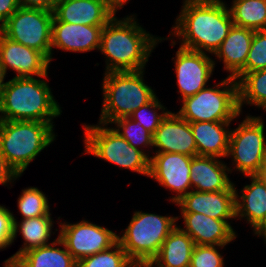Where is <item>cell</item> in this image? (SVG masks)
<instances>
[{
  "label": "cell",
  "mask_w": 266,
  "mask_h": 267,
  "mask_svg": "<svg viewBox=\"0 0 266 267\" xmlns=\"http://www.w3.org/2000/svg\"><path fill=\"white\" fill-rule=\"evenodd\" d=\"M226 6L222 0H184L171 35L182 38L181 47L215 53L234 25Z\"/></svg>",
  "instance_id": "6da1fadb"
},
{
  "label": "cell",
  "mask_w": 266,
  "mask_h": 267,
  "mask_svg": "<svg viewBox=\"0 0 266 267\" xmlns=\"http://www.w3.org/2000/svg\"><path fill=\"white\" fill-rule=\"evenodd\" d=\"M127 16L118 20L114 16L101 32L100 51L106 56V71H140L161 37L147 33L136 18Z\"/></svg>",
  "instance_id": "7a4b0ae2"
},
{
  "label": "cell",
  "mask_w": 266,
  "mask_h": 267,
  "mask_svg": "<svg viewBox=\"0 0 266 267\" xmlns=\"http://www.w3.org/2000/svg\"><path fill=\"white\" fill-rule=\"evenodd\" d=\"M13 77L5 84L0 99V120L40 121L53 125V118L61 115V108L43 78ZM42 80H41V79Z\"/></svg>",
  "instance_id": "3957f363"
},
{
  "label": "cell",
  "mask_w": 266,
  "mask_h": 267,
  "mask_svg": "<svg viewBox=\"0 0 266 267\" xmlns=\"http://www.w3.org/2000/svg\"><path fill=\"white\" fill-rule=\"evenodd\" d=\"M51 123L0 120V151L19 176L56 138Z\"/></svg>",
  "instance_id": "277c9868"
},
{
  "label": "cell",
  "mask_w": 266,
  "mask_h": 267,
  "mask_svg": "<svg viewBox=\"0 0 266 267\" xmlns=\"http://www.w3.org/2000/svg\"><path fill=\"white\" fill-rule=\"evenodd\" d=\"M143 72L144 70L105 73L100 123L108 125L119 118L129 117L156 96L155 91L145 84Z\"/></svg>",
  "instance_id": "5b68a950"
},
{
  "label": "cell",
  "mask_w": 266,
  "mask_h": 267,
  "mask_svg": "<svg viewBox=\"0 0 266 267\" xmlns=\"http://www.w3.org/2000/svg\"><path fill=\"white\" fill-rule=\"evenodd\" d=\"M176 221L178 217L135 211L123 235L118 236V243L138 267H147L175 229Z\"/></svg>",
  "instance_id": "8992f818"
},
{
  "label": "cell",
  "mask_w": 266,
  "mask_h": 267,
  "mask_svg": "<svg viewBox=\"0 0 266 267\" xmlns=\"http://www.w3.org/2000/svg\"><path fill=\"white\" fill-rule=\"evenodd\" d=\"M84 135L85 153L149 176V154L130 145L114 128L100 122L98 125L85 124Z\"/></svg>",
  "instance_id": "52a82bcc"
},
{
  "label": "cell",
  "mask_w": 266,
  "mask_h": 267,
  "mask_svg": "<svg viewBox=\"0 0 266 267\" xmlns=\"http://www.w3.org/2000/svg\"><path fill=\"white\" fill-rule=\"evenodd\" d=\"M214 87L183 99L177 114L188 122L232 121L240 116L237 81L227 76Z\"/></svg>",
  "instance_id": "ba28073f"
},
{
  "label": "cell",
  "mask_w": 266,
  "mask_h": 267,
  "mask_svg": "<svg viewBox=\"0 0 266 267\" xmlns=\"http://www.w3.org/2000/svg\"><path fill=\"white\" fill-rule=\"evenodd\" d=\"M53 12L19 7L0 27L9 39L43 53L51 62Z\"/></svg>",
  "instance_id": "9c48e42d"
},
{
  "label": "cell",
  "mask_w": 266,
  "mask_h": 267,
  "mask_svg": "<svg viewBox=\"0 0 266 267\" xmlns=\"http://www.w3.org/2000/svg\"><path fill=\"white\" fill-rule=\"evenodd\" d=\"M228 157L237 171L255 175L266 160L264 122L260 117L246 116L234 130H230Z\"/></svg>",
  "instance_id": "30bf717a"
},
{
  "label": "cell",
  "mask_w": 266,
  "mask_h": 267,
  "mask_svg": "<svg viewBox=\"0 0 266 267\" xmlns=\"http://www.w3.org/2000/svg\"><path fill=\"white\" fill-rule=\"evenodd\" d=\"M60 229L58 238L77 262L105 251L118 242L115 232L86 220L75 224L60 223Z\"/></svg>",
  "instance_id": "8fae6325"
},
{
  "label": "cell",
  "mask_w": 266,
  "mask_h": 267,
  "mask_svg": "<svg viewBox=\"0 0 266 267\" xmlns=\"http://www.w3.org/2000/svg\"><path fill=\"white\" fill-rule=\"evenodd\" d=\"M193 156L180 153L155 152L150 157L149 176L176 193L171 202H179L190 190V162Z\"/></svg>",
  "instance_id": "7c38bea8"
},
{
  "label": "cell",
  "mask_w": 266,
  "mask_h": 267,
  "mask_svg": "<svg viewBox=\"0 0 266 267\" xmlns=\"http://www.w3.org/2000/svg\"><path fill=\"white\" fill-rule=\"evenodd\" d=\"M175 58L177 84L182 99L206 88L213 74L215 61L205 52L179 47Z\"/></svg>",
  "instance_id": "4fadbf2b"
},
{
  "label": "cell",
  "mask_w": 266,
  "mask_h": 267,
  "mask_svg": "<svg viewBox=\"0 0 266 267\" xmlns=\"http://www.w3.org/2000/svg\"><path fill=\"white\" fill-rule=\"evenodd\" d=\"M0 63L5 73L9 68L14 70L15 77H42L48 75L50 60L38 50L11 40L0 31Z\"/></svg>",
  "instance_id": "5bb4252c"
},
{
  "label": "cell",
  "mask_w": 266,
  "mask_h": 267,
  "mask_svg": "<svg viewBox=\"0 0 266 267\" xmlns=\"http://www.w3.org/2000/svg\"><path fill=\"white\" fill-rule=\"evenodd\" d=\"M152 138L153 146L159 149L156 152L197 155V146L190 122L171 111L162 120Z\"/></svg>",
  "instance_id": "9a60e30c"
},
{
  "label": "cell",
  "mask_w": 266,
  "mask_h": 267,
  "mask_svg": "<svg viewBox=\"0 0 266 267\" xmlns=\"http://www.w3.org/2000/svg\"><path fill=\"white\" fill-rule=\"evenodd\" d=\"M115 12L103 0H56L53 17L61 22L105 26Z\"/></svg>",
  "instance_id": "2e32d148"
},
{
  "label": "cell",
  "mask_w": 266,
  "mask_h": 267,
  "mask_svg": "<svg viewBox=\"0 0 266 267\" xmlns=\"http://www.w3.org/2000/svg\"><path fill=\"white\" fill-rule=\"evenodd\" d=\"M181 215L185 226L178 227L193 239L195 245L225 246L236 239V232L228 220L194 212H181Z\"/></svg>",
  "instance_id": "e0dca14e"
},
{
  "label": "cell",
  "mask_w": 266,
  "mask_h": 267,
  "mask_svg": "<svg viewBox=\"0 0 266 267\" xmlns=\"http://www.w3.org/2000/svg\"><path fill=\"white\" fill-rule=\"evenodd\" d=\"M235 196V190H191L176 205L181 207V212L201 213L218 220H228L236 218Z\"/></svg>",
  "instance_id": "ac0fdd59"
},
{
  "label": "cell",
  "mask_w": 266,
  "mask_h": 267,
  "mask_svg": "<svg viewBox=\"0 0 266 267\" xmlns=\"http://www.w3.org/2000/svg\"><path fill=\"white\" fill-rule=\"evenodd\" d=\"M103 27L65 23L53 17L51 49L55 47L71 52L99 50Z\"/></svg>",
  "instance_id": "d6986e66"
},
{
  "label": "cell",
  "mask_w": 266,
  "mask_h": 267,
  "mask_svg": "<svg viewBox=\"0 0 266 267\" xmlns=\"http://www.w3.org/2000/svg\"><path fill=\"white\" fill-rule=\"evenodd\" d=\"M219 160L217 157L193 156L190 162L192 190L198 192L235 190V185L228 177L229 171L231 172V167L228 168L225 163Z\"/></svg>",
  "instance_id": "ffe728a7"
},
{
  "label": "cell",
  "mask_w": 266,
  "mask_h": 267,
  "mask_svg": "<svg viewBox=\"0 0 266 267\" xmlns=\"http://www.w3.org/2000/svg\"><path fill=\"white\" fill-rule=\"evenodd\" d=\"M253 36V30L233 25L214 53L219 60H223L224 69L230 73L228 76L235 80L246 73V61Z\"/></svg>",
  "instance_id": "44dd1931"
},
{
  "label": "cell",
  "mask_w": 266,
  "mask_h": 267,
  "mask_svg": "<svg viewBox=\"0 0 266 267\" xmlns=\"http://www.w3.org/2000/svg\"><path fill=\"white\" fill-rule=\"evenodd\" d=\"M230 123L231 121L190 122L197 146V155L227 157L231 132L228 128Z\"/></svg>",
  "instance_id": "7402d4cb"
},
{
  "label": "cell",
  "mask_w": 266,
  "mask_h": 267,
  "mask_svg": "<svg viewBox=\"0 0 266 267\" xmlns=\"http://www.w3.org/2000/svg\"><path fill=\"white\" fill-rule=\"evenodd\" d=\"M249 177L252 182L244 186L240 196L235 188L236 218H246L255 230L266 216V185L255 175Z\"/></svg>",
  "instance_id": "603a6c76"
},
{
  "label": "cell",
  "mask_w": 266,
  "mask_h": 267,
  "mask_svg": "<svg viewBox=\"0 0 266 267\" xmlns=\"http://www.w3.org/2000/svg\"><path fill=\"white\" fill-rule=\"evenodd\" d=\"M194 247L193 239L176 226L147 267H189Z\"/></svg>",
  "instance_id": "cb8c5ba5"
},
{
  "label": "cell",
  "mask_w": 266,
  "mask_h": 267,
  "mask_svg": "<svg viewBox=\"0 0 266 267\" xmlns=\"http://www.w3.org/2000/svg\"><path fill=\"white\" fill-rule=\"evenodd\" d=\"M51 213L46 216H40L37 218L23 219L21 223L17 222L14 215L13 219V240L17 236V232L22 233L24 239L23 246L13 256L12 259H18L23 253L35 249L41 246L49 245L48 240L51 237L53 228V219H51ZM19 230V231H18Z\"/></svg>",
  "instance_id": "d4e9b609"
},
{
  "label": "cell",
  "mask_w": 266,
  "mask_h": 267,
  "mask_svg": "<svg viewBox=\"0 0 266 267\" xmlns=\"http://www.w3.org/2000/svg\"><path fill=\"white\" fill-rule=\"evenodd\" d=\"M62 245L64 249L55 247ZM20 267H77V261L57 237L51 245L41 246L23 253L17 259Z\"/></svg>",
  "instance_id": "484cf974"
},
{
  "label": "cell",
  "mask_w": 266,
  "mask_h": 267,
  "mask_svg": "<svg viewBox=\"0 0 266 267\" xmlns=\"http://www.w3.org/2000/svg\"><path fill=\"white\" fill-rule=\"evenodd\" d=\"M236 81L240 113L244 104L255 105L266 111V69L242 73Z\"/></svg>",
  "instance_id": "4316f807"
},
{
  "label": "cell",
  "mask_w": 266,
  "mask_h": 267,
  "mask_svg": "<svg viewBox=\"0 0 266 267\" xmlns=\"http://www.w3.org/2000/svg\"><path fill=\"white\" fill-rule=\"evenodd\" d=\"M229 10L235 26L266 30V0H233Z\"/></svg>",
  "instance_id": "83f0119b"
},
{
  "label": "cell",
  "mask_w": 266,
  "mask_h": 267,
  "mask_svg": "<svg viewBox=\"0 0 266 267\" xmlns=\"http://www.w3.org/2000/svg\"><path fill=\"white\" fill-rule=\"evenodd\" d=\"M77 267H138L117 242L111 248L84 257L77 262Z\"/></svg>",
  "instance_id": "f1b7e54d"
},
{
  "label": "cell",
  "mask_w": 266,
  "mask_h": 267,
  "mask_svg": "<svg viewBox=\"0 0 266 267\" xmlns=\"http://www.w3.org/2000/svg\"><path fill=\"white\" fill-rule=\"evenodd\" d=\"M18 209L22 214V220L50 214L48 199L37 187H28L22 190V194L18 198Z\"/></svg>",
  "instance_id": "f546056e"
},
{
  "label": "cell",
  "mask_w": 266,
  "mask_h": 267,
  "mask_svg": "<svg viewBox=\"0 0 266 267\" xmlns=\"http://www.w3.org/2000/svg\"><path fill=\"white\" fill-rule=\"evenodd\" d=\"M111 124L116 125L114 130L126 139L133 147L137 149H140L139 147H153L152 134L130 117L119 118Z\"/></svg>",
  "instance_id": "4dcf8cb0"
},
{
  "label": "cell",
  "mask_w": 266,
  "mask_h": 267,
  "mask_svg": "<svg viewBox=\"0 0 266 267\" xmlns=\"http://www.w3.org/2000/svg\"><path fill=\"white\" fill-rule=\"evenodd\" d=\"M157 109H161L163 112L159 114ZM165 109L166 108H164V106L158 100V97L155 96L149 103L141 106L139 109L134 111L129 117L134 121L138 122L141 126H143L153 135L156 129L160 126L162 120L170 112L168 110L165 111Z\"/></svg>",
  "instance_id": "1f68e13d"
},
{
  "label": "cell",
  "mask_w": 266,
  "mask_h": 267,
  "mask_svg": "<svg viewBox=\"0 0 266 267\" xmlns=\"http://www.w3.org/2000/svg\"><path fill=\"white\" fill-rule=\"evenodd\" d=\"M266 69V30L254 31L246 61V73Z\"/></svg>",
  "instance_id": "d6a6232c"
},
{
  "label": "cell",
  "mask_w": 266,
  "mask_h": 267,
  "mask_svg": "<svg viewBox=\"0 0 266 267\" xmlns=\"http://www.w3.org/2000/svg\"><path fill=\"white\" fill-rule=\"evenodd\" d=\"M219 245H195L189 267H223V256L218 249Z\"/></svg>",
  "instance_id": "836d02e7"
},
{
  "label": "cell",
  "mask_w": 266,
  "mask_h": 267,
  "mask_svg": "<svg viewBox=\"0 0 266 267\" xmlns=\"http://www.w3.org/2000/svg\"><path fill=\"white\" fill-rule=\"evenodd\" d=\"M12 212L0 205V250H4L12 244L13 219Z\"/></svg>",
  "instance_id": "e575fe53"
},
{
  "label": "cell",
  "mask_w": 266,
  "mask_h": 267,
  "mask_svg": "<svg viewBox=\"0 0 266 267\" xmlns=\"http://www.w3.org/2000/svg\"><path fill=\"white\" fill-rule=\"evenodd\" d=\"M18 173L7 163V160L0 151V184L7 185V183L16 180Z\"/></svg>",
  "instance_id": "d590c367"
},
{
  "label": "cell",
  "mask_w": 266,
  "mask_h": 267,
  "mask_svg": "<svg viewBox=\"0 0 266 267\" xmlns=\"http://www.w3.org/2000/svg\"><path fill=\"white\" fill-rule=\"evenodd\" d=\"M19 7L53 12L56 0H17Z\"/></svg>",
  "instance_id": "8d00e7d4"
},
{
  "label": "cell",
  "mask_w": 266,
  "mask_h": 267,
  "mask_svg": "<svg viewBox=\"0 0 266 267\" xmlns=\"http://www.w3.org/2000/svg\"><path fill=\"white\" fill-rule=\"evenodd\" d=\"M18 8L17 0H0V27Z\"/></svg>",
  "instance_id": "74e56055"
},
{
  "label": "cell",
  "mask_w": 266,
  "mask_h": 267,
  "mask_svg": "<svg viewBox=\"0 0 266 267\" xmlns=\"http://www.w3.org/2000/svg\"><path fill=\"white\" fill-rule=\"evenodd\" d=\"M116 14L117 10L121 9L128 0H103ZM130 1V0H129Z\"/></svg>",
  "instance_id": "f35d334b"
},
{
  "label": "cell",
  "mask_w": 266,
  "mask_h": 267,
  "mask_svg": "<svg viewBox=\"0 0 266 267\" xmlns=\"http://www.w3.org/2000/svg\"><path fill=\"white\" fill-rule=\"evenodd\" d=\"M255 235L257 236H263L265 238V243H266V216L264 218V221L254 230Z\"/></svg>",
  "instance_id": "ab89813d"
},
{
  "label": "cell",
  "mask_w": 266,
  "mask_h": 267,
  "mask_svg": "<svg viewBox=\"0 0 266 267\" xmlns=\"http://www.w3.org/2000/svg\"><path fill=\"white\" fill-rule=\"evenodd\" d=\"M266 185V160L263 165L260 167L258 172L255 174Z\"/></svg>",
  "instance_id": "60d3db41"
},
{
  "label": "cell",
  "mask_w": 266,
  "mask_h": 267,
  "mask_svg": "<svg viewBox=\"0 0 266 267\" xmlns=\"http://www.w3.org/2000/svg\"><path fill=\"white\" fill-rule=\"evenodd\" d=\"M5 76H6V73L4 72L3 66L0 63V99L2 96V92L5 88V84H6V82H4Z\"/></svg>",
  "instance_id": "b9f144b4"
},
{
  "label": "cell",
  "mask_w": 266,
  "mask_h": 267,
  "mask_svg": "<svg viewBox=\"0 0 266 267\" xmlns=\"http://www.w3.org/2000/svg\"><path fill=\"white\" fill-rule=\"evenodd\" d=\"M4 267H20L16 259L8 258L4 261Z\"/></svg>",
  "instance_id": "7bdbcfd3"
}]
</instances>
